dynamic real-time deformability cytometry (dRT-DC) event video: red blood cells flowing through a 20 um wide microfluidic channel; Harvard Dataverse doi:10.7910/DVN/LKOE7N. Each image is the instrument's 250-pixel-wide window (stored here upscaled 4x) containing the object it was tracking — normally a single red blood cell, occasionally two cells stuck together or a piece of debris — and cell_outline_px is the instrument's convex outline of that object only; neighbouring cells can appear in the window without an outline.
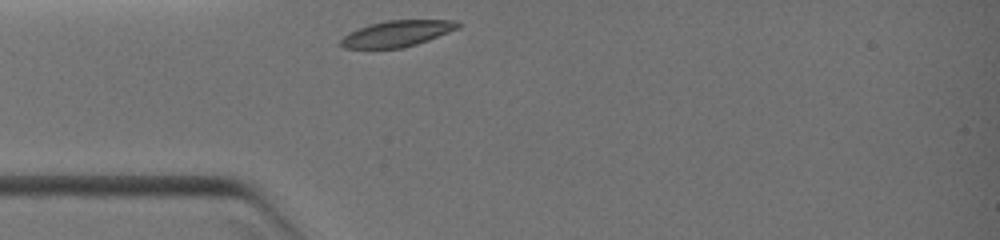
{"species": "common noctule bat (a hibernating species)", "species_latin": "Nyctalus noctula", "temperature_condition": "warm", "stored_images_in_passage": 4, "camera_frame_rate_fps": 3000, "um_per_image_px": 0.085, "animal": {"sex": "female", "body_mass_g": 19.0, "forearm_length_mm": 51.5}, "frame": {"image": 1, "passage_image": 1, "time_ms": 0.0, "image_size_px": [1000, 240], "cell_outline_px": [[460, 28], [428, 40], [416, 44], [400, 48], [344, 48], [340, 44], [340, 40], [348, 32], [372, 24], [388, 20], [456, 20], [460, 24]], "centroid_in_image_um": [33.77, 2.85], "position_along_channel_um": 51.2, "area_um2": 17.63}}
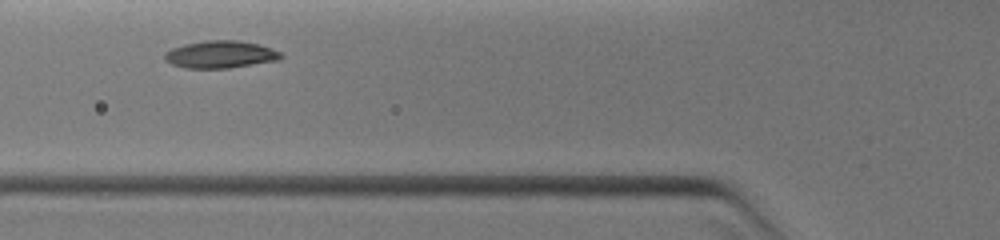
{"frame": {"image": 2, "passage_image": 3, "time_ms": 1.333, "image_size_px": [1000, 240], "cell_outline_px": [[284, 56], [280, 60], [228, 68], [188, 68], [172, 64], [164, 60], [164, 52], [172, 48], [184, 44], [208, 40], [236, 40], [260, 44], [272, 48], [280, 52]], "centroid_in_image_um": [18.76, 4.62], "position_along_channel_um": 107.0, "area_um2": 18.61}}
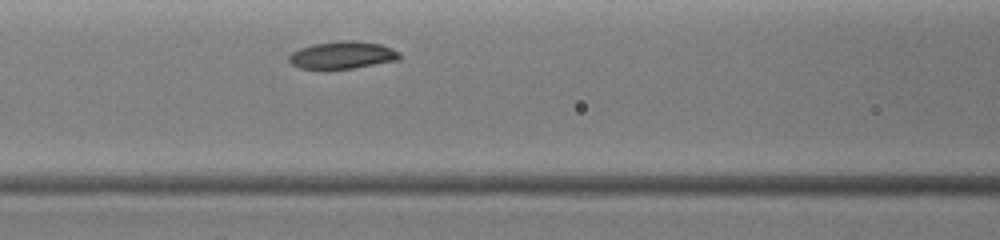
{"frame": {"image": 3, "passage_image": 4, "time_ms": 2.0, "image_size_px": [1000, 240], "cell_outline_px": [[400, 60], [352, 68], [300, 68], [292, 64], [288, 60], [288, 56], [292, 52], [300, 48], [312, 44], [340, 40], [356, 40], [380, 44], [392, 48], [400, 52]], "centroid_in_image_um": [29.13, 4.66], "position_along_channel_um": 137.5, "area_um2": 17.63}}